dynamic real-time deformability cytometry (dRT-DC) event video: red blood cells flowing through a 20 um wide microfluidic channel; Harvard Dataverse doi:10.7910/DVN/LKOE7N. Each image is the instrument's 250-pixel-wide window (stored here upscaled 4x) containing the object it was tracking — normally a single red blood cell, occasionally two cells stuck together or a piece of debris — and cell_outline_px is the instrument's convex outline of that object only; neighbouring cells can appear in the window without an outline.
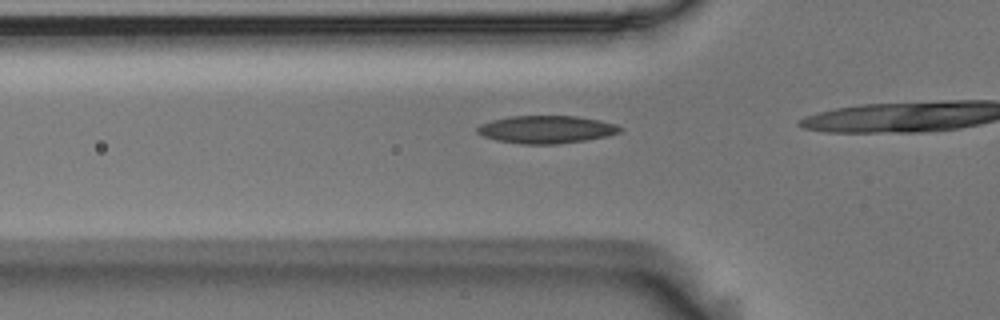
{"species": "Egyptian fruit bat (a non-hibernating species)", "species_latin": "Rousettus aegyptiacus", "temperature_condition": "room temperature", "stored_images_in_passage": 17, "camera_frame_rate_fps": 3000, "um_per_image_px": 0.085, "animal": {"sex": "male"}, "frame": {"image": 1, "passage_image": 13, "time_ms": 4.0, "image_size_px": [1000, 320], "cell_outline_px": [[624, 128], [620, 132], [608, 136], [584, 140], [556, 144], [524, 144], [496, 140], [484, 136], [476, 132], [476, 128], [480, 124], [492, 120], [508, 116], [576, 116], [600, 120], [616, 124]], "centroid_in_image_um": [46.44, 11.0], "position_along_channel_um": 79.4, "area_um2": 23.06}}
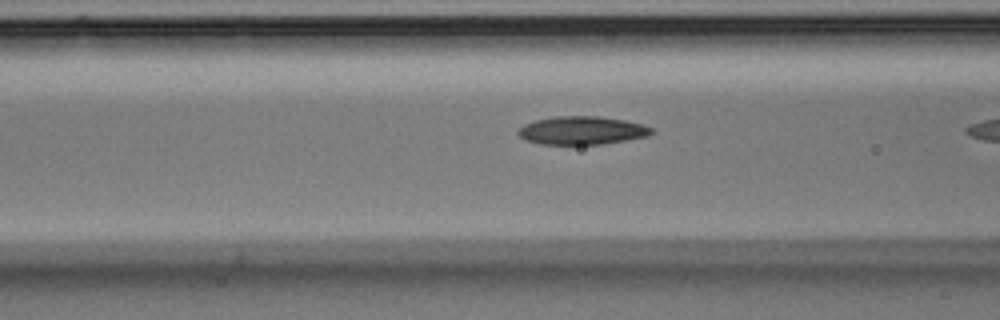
{"frame": {"image": 2, "passage_image": 16, "time_ms": 5.0, "image_size_px": [1000, 320], "cell_outline_px": [[652, 132], [648, 136], [600, 144], [540, 144], [528, 140], [520, 136], [516, 132], [524, 124], [536, 120], [552, 116], [600, 116], [624, 120], [640, 124], [652, 128]], "centroid_in_image_um": [49.43, 11.08], "position_along_channel_um": 117.2, "area_um2": 21.68}}